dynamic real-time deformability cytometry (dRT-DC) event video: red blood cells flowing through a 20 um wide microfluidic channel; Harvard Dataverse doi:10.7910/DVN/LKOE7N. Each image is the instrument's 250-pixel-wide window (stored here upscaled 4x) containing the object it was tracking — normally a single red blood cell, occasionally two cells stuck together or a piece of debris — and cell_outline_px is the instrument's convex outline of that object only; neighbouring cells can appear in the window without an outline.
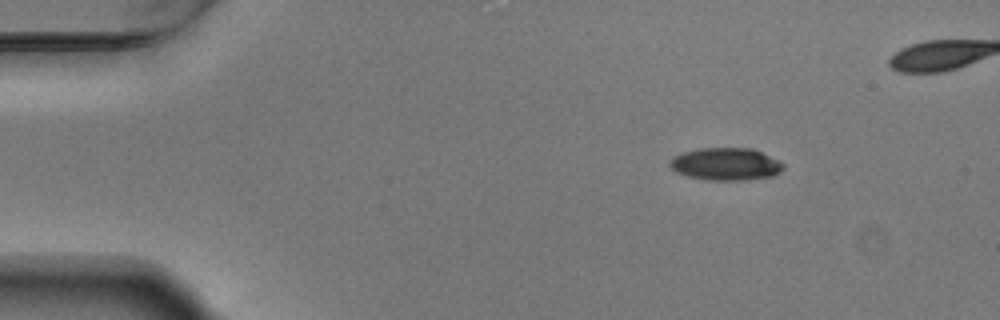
{"species": "Egyptian fruit bat (a non-hibernating species)", "species_latin": "Rousettus aegyptiacus", "temperature_condition": "warm", "stored_images_in_passage": 44, "camera_frame_rate_fps": 3000, "um_per_image_px": 0.085, "animal": {"sex": "male"}, "frame": {"image": 1, "passage_image": 1, "time_ms": 0.0, "image_size_px": [1000, 320], "cell_outline_px": [[784, 168], [780, 172], [772, 176], [740, 180], [708, 180], [688, 176], [676, 172], [668, 164], [672, 156], [680, 152], [700, 148], [752, 148], [784, 164]], "centroid_in_image_um": [61.63, 13.94], "position_along_channel_um": 23.4, "area_um2": 21.39}}
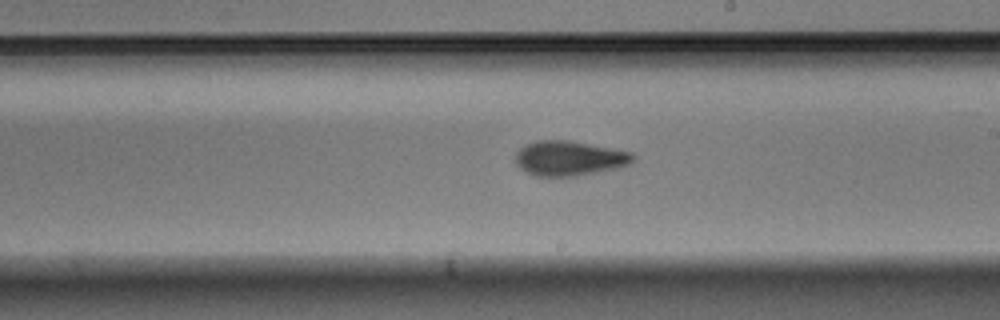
{"frame": {"image": 2, "passage_image": 25, "time_ms": 8.0, "image_size_px": [1000, 320], "cell_outline_px": [[636, 160], [628, 164], [616, 168], [576, 176], [536, 176], [520, 168], [516, 164], [516, 152], [524, 144], [536, 140], [568, 140], [612, 148], [632, 152], [636, 156]], "centroid_in_image_um": [48.39, 13.44], "position_along_channel_um": 240.6, "area_um2": 23.87}}
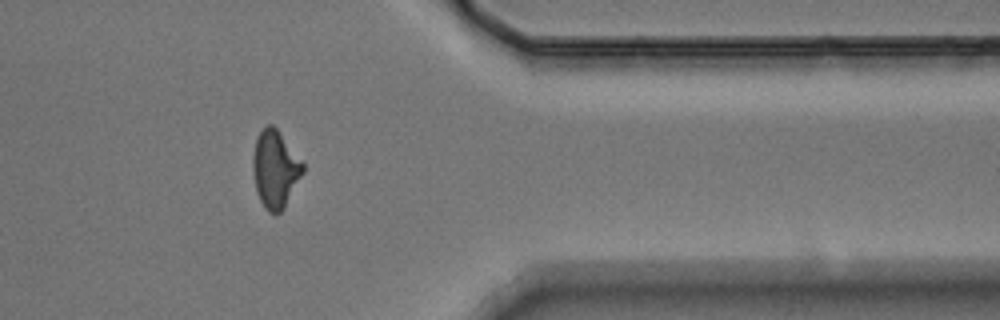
{"frame": {"image": 3, "passage_image": 38, "time_ms": 12.333, "image_size_px": [1000, 320], "cell_outline_px": [[304, 172], [284, 208], [276, 216], [268, 212], [264, 208], [256, 192], [252, 168], [252, 156], [256, 136], [268, 124], [272, 124], [276, 128], [304, 164]], "centroid_in_image_um": [23.37, 14.41], "position_along_channel_um": 388.0, "area_um2": 22.66}}